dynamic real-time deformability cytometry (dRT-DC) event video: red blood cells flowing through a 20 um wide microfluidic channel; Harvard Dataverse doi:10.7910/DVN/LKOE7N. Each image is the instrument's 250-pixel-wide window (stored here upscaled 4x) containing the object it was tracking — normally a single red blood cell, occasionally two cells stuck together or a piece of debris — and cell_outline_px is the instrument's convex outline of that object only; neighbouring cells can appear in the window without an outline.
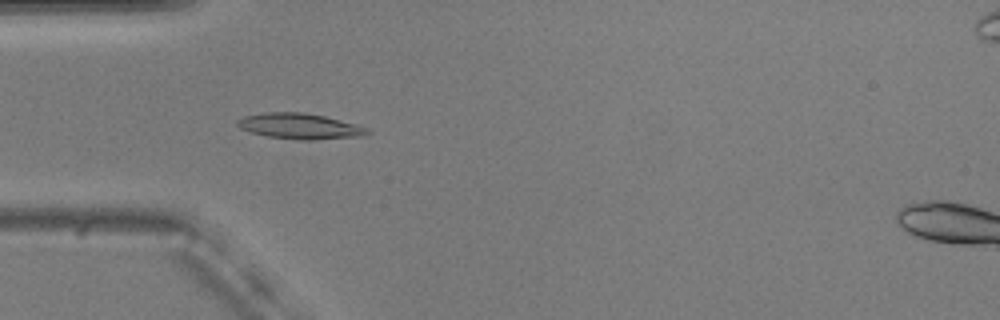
{"species": "common noctule bat (a hibernating species)", "species_latin": "Nyctalus noctula", "temperature_condition": "warm", "stored_images_in_passage": 55, "camera_frame_rate_fps": 3000, "um_per_image_px": 0.085, "animal": {"sex": "male", "body_mass_g": 20.5, "forearm_length_mm": 52.5}, "frame": {"image": 1, "passage_image": 17, "time_ms": 5.333, "image_size_px": [1000, 320], "cell_outline_px": [[372, 132], [364, 136], [316, 140], [296, 140], [268, 136], [252, 132], [240, 128], [236, 124], [236, 120], [244, 116], [264, 112], [304, 112], [324, 116], [356, 124], [368, 128]], "centroid_in_image_um": [25.51, 10.73], "position_along_channel_um": 59.5, "area_um2": 19.59}}
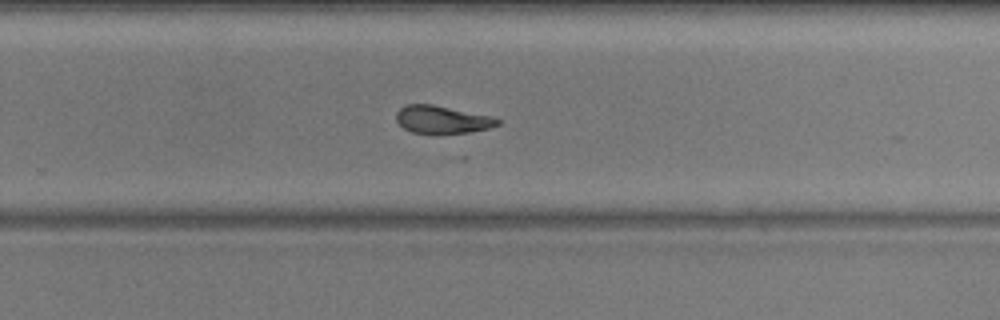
{"frame": {"image": 2, "passage_image": 36, "time_ms": 11.667, "image_size_px": [1000, 320], "cell_outline_px": [[500, 124], [488, 128], [472, 132], [412, 132], [404, 128], [396, 120], [396, 112], [400, 108], [408, 104], [432, 104], [492, 116], [500, 120]], "centroid_in_image_um": [37.59, 10.14], "position_along_channel_um": 292.2, "area_um2": 16.01}}
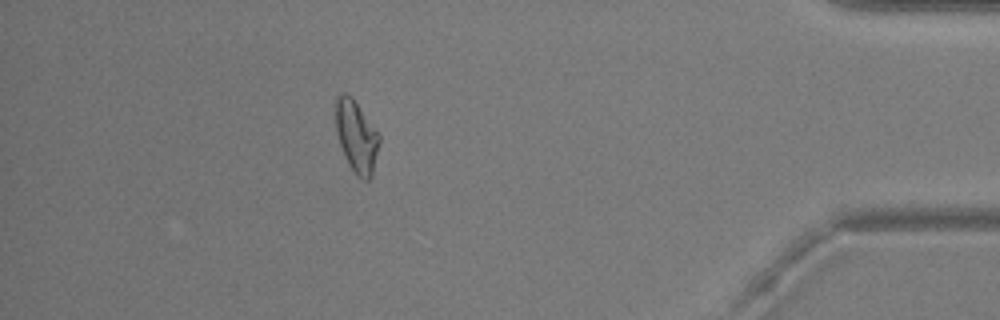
{"frame": {"image": 3, "passage_image": 49, "time_ms": 16.0, "image_size_px": [1000, 320], "cell_outline_px": [[380, 140], [372, 176], [368, 180], [364, 180], [356, 176], [348, 164], [344, 156], [336, 132], [332, 104], [336, 96], [344, 92], [352, 96], [380, 136]], "centroid_in_image_um": [30.24, 11.55], "position_along_channel_um": 405.0, "area_um2": 18.73}}